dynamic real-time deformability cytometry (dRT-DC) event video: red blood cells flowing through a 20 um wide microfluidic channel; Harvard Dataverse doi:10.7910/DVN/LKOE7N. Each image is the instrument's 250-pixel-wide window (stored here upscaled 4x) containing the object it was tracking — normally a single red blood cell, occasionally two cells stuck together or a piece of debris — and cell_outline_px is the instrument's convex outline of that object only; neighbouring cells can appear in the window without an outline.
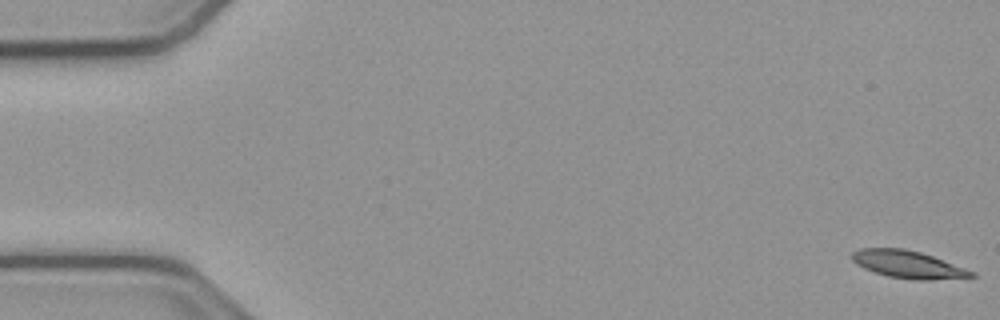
{"species": "common noctule bat (a hibernating species)", "species_latin": "Nyctalus noctula", "temperature_condition": "cold", "stored_images_in_passage": 54, "camera_frame_rate_fps": 3000, "um_per_image_px": 0.085, "animal": {"sex": "male", "body_mass_g": 23.1, "forearm_length_mm": 52.7}, "frame": {"image": 1, "passage_image": 1, "time_ms": 0.0, "image_size_px": [1000, 320], "cell_outline_px": [[976, 276], [932, 280], [912, 280], [888, 276], [864, 268], [856, 264], [852, 260], [852, 252], [860, 248], [904, 248], [920, 252], [932, 256], [976, 272]], "centroid_in_image_um": [77.17, 22.47], "position_along_channel_um": 7.8, "area_um2": 19.02}}
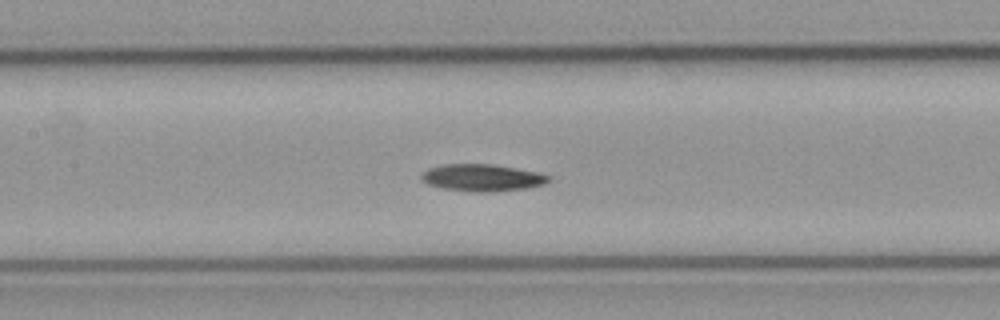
{"frame": {"image": 2, "passage_image": 25, "time_ms": 8.0, "image_size_px": [1000, 320], "cell_outline_px": [[552, 180], [544, 184], [528, 188], [496, 192], [472, 192], [440, 188], [428, 184], [420, 180], [420, 176], [428, 168], [444, 164], [492, 164], [516, 168], [536, 172], [552, 176]], "centroid_in_image_um": [40.99, 15.11], "position_along_channel_um": 166.4, "area_um2": 20.35}}
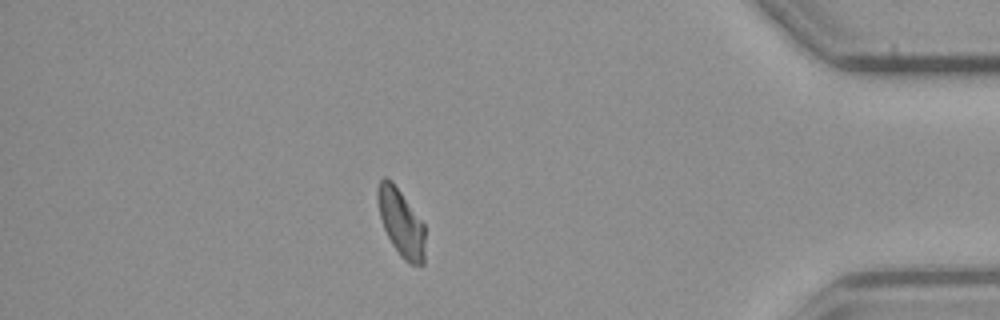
{"frame": {"image": 3, "passage_image": 47, "time_ms": 15.333, "image_size_px": [1000, 320], "cell_outline_px": [[424, 264], [412, 264], [404, 260], [400, 256], [392, 244], [384, 228], [380, 216], [376, 196], [376, 192], [380, 180], [384, 176], [392, 180], [424, 224]], "centroid_in_image_um": [34.07, 18.9], "position_along_channel_um": 401.1, "area_um2": 18.44}, "authors_computed_cell_mechanics": {"area_um2": 19.2763, "velocity_mm_per_s": 3.801, "shape_relaxation_time_tau1_ms": 7.0861, "shape_relaxation_time_tau2_ms": null, "deformation_change_tau1": 0.1605, "deformation_change_tau2": null}}